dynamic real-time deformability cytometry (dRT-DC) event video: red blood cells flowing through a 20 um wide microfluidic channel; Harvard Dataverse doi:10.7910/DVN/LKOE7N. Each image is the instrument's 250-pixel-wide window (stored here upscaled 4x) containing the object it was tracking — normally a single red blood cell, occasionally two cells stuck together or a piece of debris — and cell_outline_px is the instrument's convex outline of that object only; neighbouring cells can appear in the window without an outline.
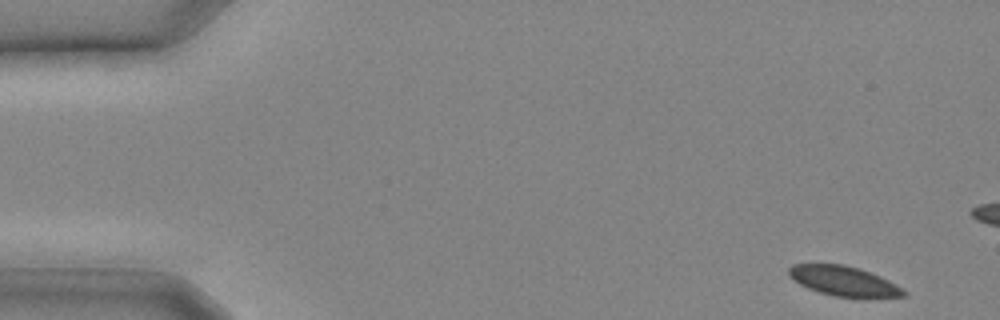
{"species": "common noctule bat (a hibernating species)", "species_latin": "Nyctalus noctula", "temperature_condition": "cold", "stored_images_in_passage": 6, "camera_frame_rate_fps": 3000, "um_per_image_px": 0.085, "animal": {"sex": "male", "body_mass_g": 20.4}, "frame": {"image": 1, "passage_image": 1, "time_ms": 0.0, "image_size_px": [1000, 320], "cell_outline_px": [[908, 296], [832, 296], [808, 288], [792, 280], [788, 276], [788, 268], [792, 264], [844, 264], [860, 268], [880, 276], [888, 280], [908, 292]], "centroid_in_image_um": [71.66, 23.86], "position_along_channel_um": 13.3, "area_um2": 19.71}}